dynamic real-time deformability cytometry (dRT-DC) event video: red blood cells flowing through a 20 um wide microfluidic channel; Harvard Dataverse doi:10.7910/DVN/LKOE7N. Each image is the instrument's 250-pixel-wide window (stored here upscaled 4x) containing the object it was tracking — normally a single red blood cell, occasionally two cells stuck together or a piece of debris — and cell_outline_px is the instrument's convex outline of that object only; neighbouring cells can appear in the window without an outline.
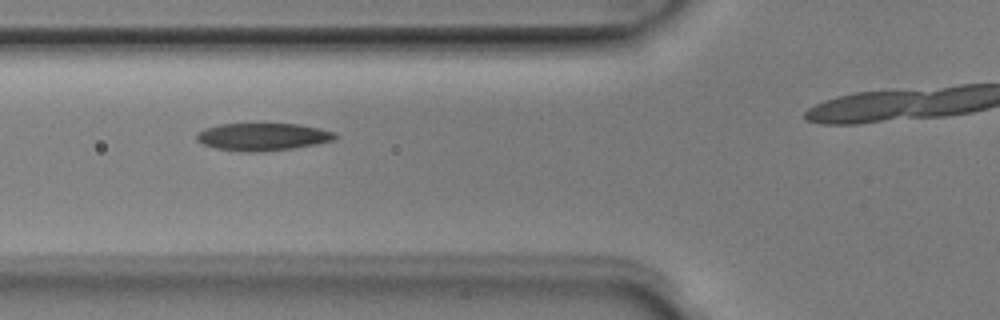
{"species": "Egyptian fruit bat (a non-hibernating species)", "species_latin": "Rousettus aegyptiacus", "temperature_condition": "room temperature", "stored_images_in_passage": 4, "camera_frame_rate_fps": 3000, "um_per_image_px": 0.085, "animal": {"sex": "male"}, "frame": {"image": 1, "passage_image": 2, "time_ms": 0.333, "image_size_px": [1000, 320], "cell_outline_px": [[336, 140], [316, 144], [292, 148], [260, 152], [248, 152], [216, 148], [204, 144], [196, 140], [196, 132], [204, 128], [220, 124], [300, 124], [320, 128], [336, 132]], "centroid_in_image_um": [22.34, 11.62], "position_along_channel_um": 103.5, "area_um2": 22.25}}